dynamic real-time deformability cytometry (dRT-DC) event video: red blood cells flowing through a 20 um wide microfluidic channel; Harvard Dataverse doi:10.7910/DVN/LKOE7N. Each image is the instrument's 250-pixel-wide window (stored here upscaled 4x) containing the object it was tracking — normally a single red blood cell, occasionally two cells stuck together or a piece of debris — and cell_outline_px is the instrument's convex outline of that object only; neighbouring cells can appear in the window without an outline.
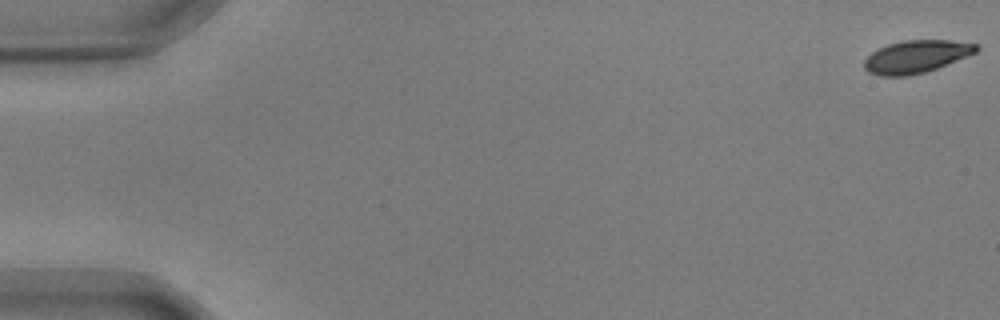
{"species": "common noctule bat (a hibernating species)", "species_latin": "Nyctalus noctula", "temperature_condition": "warm", "stored_images_in_passage": 56, "camera_frame_rate_fps": 3000, "um_per_image_px": 0.085, "animal": {"sex": "male", "body_mass_g": 17.9, "forearm_length_mm": 54.2}, "frame": {"image": 1, "passage_image": 1, "time_ms": 0.0, "image_size_px": [1000, 320], "cell_outline_px": [[980, 48], [976, 52], [968, 56], [936, 68], [924, 72], [908, 76], [880, 76], [868, 72], [864, 68], [864, 60], [872, 52], [888, 44], [904, 40], [952, 40], [976, 44]], "centroid_in_image_um": [77.87, 4.81], "position_along_channel_um": 7.1, "area_um2": 21.21}}
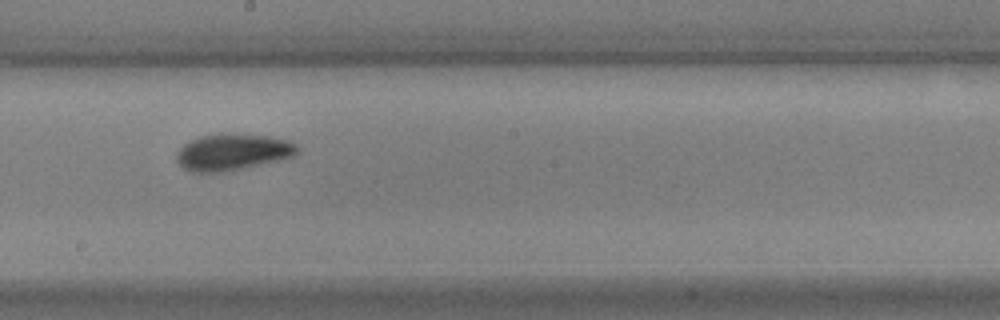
{"frame": {"image": 2, "passage_image": 32, "time_ms": 10.333, "image_size_px": [1000, 320], "cell_outline_px": [[300, 152], [296, 156], [280, 160], [244, 168], [224, 172], [188, 172], [176, 160], [176, 152], [184, 144], [200, 136], [220, 132], [228, 132], [268, 136], [288, 140], [296, 144], [300, 148]], "centroid_in_image_um": [19.8, 12.91], "position_along_channel_um": 228.4, "area_um2": 26.24}}
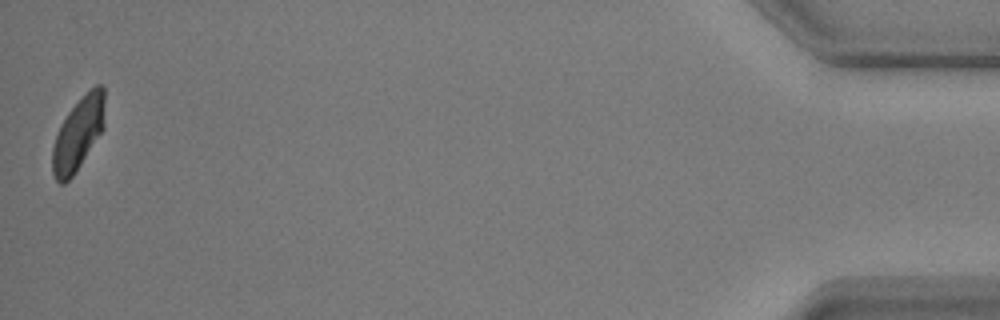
{"frame": {"image": 3, "passage_image": 56, "time_ms": 18.333, "image_size_px": [1000, 320], "cell_outline_px": [[104, 128], [72, 176], [64, 184], [60, 184], [56, 180], [52, 172], [52, 148], [60, 124], [68, 112], [96, 84], [104, 84]], "centroid_in_image_um": [6.64, 11.38], "position_along_channel_um": 428.6, "area_um2": 21.85}, "authors_computed_cell_mechanics": {"area_um2": 23.3223, "velocity_mm_per_s": 3.6144, "shape_relaxation_time_tau1_ms": 2.5089, "shape_relaxation_time_tau2_ms": null, "deformation_change_tau1": 0.1199, "deformation_change_tau2": null}}